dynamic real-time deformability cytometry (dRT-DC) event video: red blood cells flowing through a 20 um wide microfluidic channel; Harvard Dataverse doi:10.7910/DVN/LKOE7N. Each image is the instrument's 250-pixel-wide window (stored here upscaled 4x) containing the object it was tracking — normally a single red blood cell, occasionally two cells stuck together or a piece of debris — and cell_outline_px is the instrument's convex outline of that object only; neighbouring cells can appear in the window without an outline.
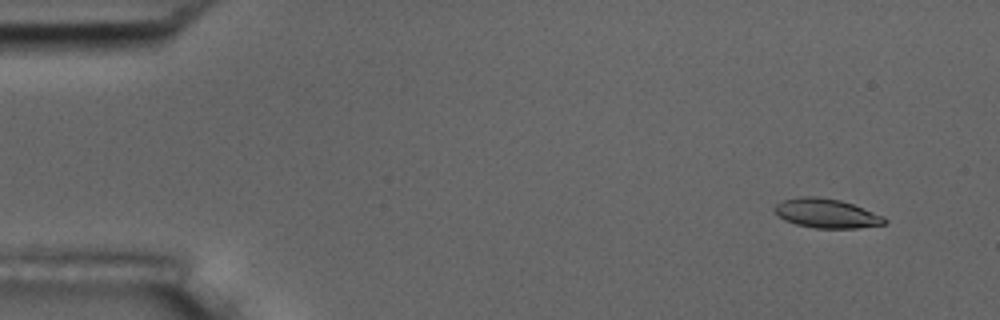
{"species": "common noctule bat (a hibernating species)", "species_latin": "Nyctalus noctula", "temperature_condition": "room temperature", "stored_images_in_passage": 14, "camera_frame_rate_fps": 3000, "um_per_image_px": 0.085, "animal": {"sex": "male", "body_mass_g": 17.5, "forearm_length_mm": 52.3}, "frame": {"image": 1, "passage_image": 1, "time_ms": 0.0, "image_size_px": [1000, 320], "cell_outline_px": [[888, 220], [884, 224], [856, 228], [816, 228], [796, 224], [784, 220], [772, 208], [776, 204], [784, 200], [800, 196], [816, 196], [840, 200], [852, 204], [884, 216]], "centroid_in_image_um": [70.24, 18.13], "position_along_channel_um": 14.8, "area_um2": 18.61}}
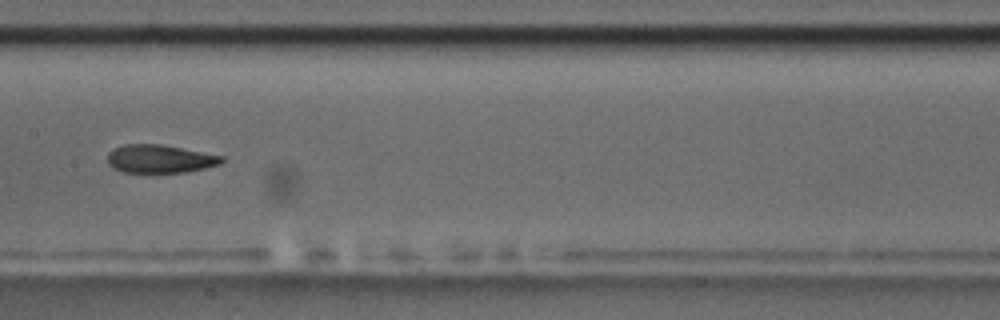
{"frame": {"image": 2, "passage_image": 7, "time_ms": 8.0, "image_size_px": [1000, 320], "cell_outline_px": [[224, 160], [220, 164], [204, 168], [184, 172], [124, 172], [112, 168], [108, 164], [108, 152], [124, 144], [160, 144], [224, 156]], "centroid_in_image_um": [13.58, 13.5], "position_along_channel_um": 193.8, "area_um2": 18.61}, "authors_computed_cell_mechanics": {"area_um2": 19.5653, "velocity_mm_per_s": 3.6232, "shape_relaxation_time_tau1_ms": 5.7218, "shape_relaxation_time_tau2_ms": null, "deformation_change_tau1": 0.1388, "deformation_change_tau2": null}}